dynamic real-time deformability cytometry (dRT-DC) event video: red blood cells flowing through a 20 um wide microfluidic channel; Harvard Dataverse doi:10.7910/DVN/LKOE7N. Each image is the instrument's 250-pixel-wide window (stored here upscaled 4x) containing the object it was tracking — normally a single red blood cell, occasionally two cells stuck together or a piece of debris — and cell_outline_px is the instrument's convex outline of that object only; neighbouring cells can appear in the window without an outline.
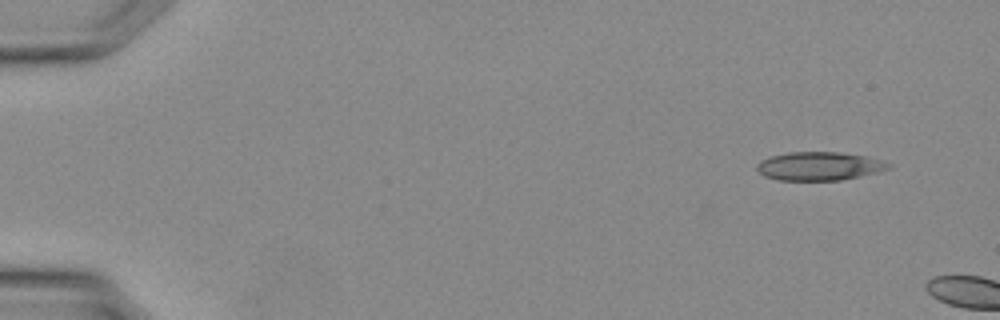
{"species": "Egyptian fruit bat (a non-hibernating species)", "species_latin": "Rousettus aegyptiacus", "temperature_condition": "warm", "stored_images_in_passage": 3, "camera_frame_rate_fps": 3000, "um_per_image_px": 0.085, "animal": {"sex": "female"}, "frame": {"image": 1, "passage_image": 1, "time_ms": 0.0, "image_size_px": [1000, 320], "cell_outline_px": [[892, 168], [880, 172], [840, 180], [776, 180], [764, 176], [756, 168], [756, 164], [760, 160], [772, 156], [788, 152], [840, 152], [864, 156], [892, 164]], "centroid_in_image_um": [69.63, 14.12], "position_along_channel_um": 15.4, "area_um2": 21.85}}